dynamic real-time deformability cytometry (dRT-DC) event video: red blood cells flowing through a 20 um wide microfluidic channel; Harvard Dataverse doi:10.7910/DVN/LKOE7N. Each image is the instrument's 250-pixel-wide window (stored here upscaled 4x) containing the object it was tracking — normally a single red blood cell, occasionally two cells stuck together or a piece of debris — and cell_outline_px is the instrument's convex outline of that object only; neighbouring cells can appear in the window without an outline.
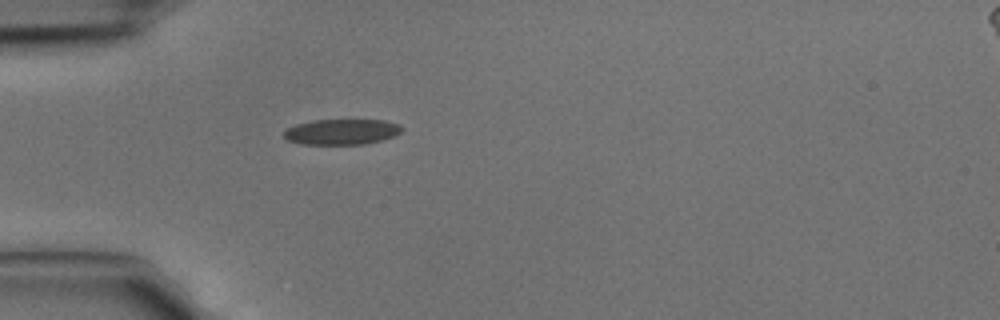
{"species": "common noctule bat (a hibernating species)", "species_latin": "Nyctalus noctula", "temperature_condition": "cold", "stored_images_in_passage": 1, "camera_frame_rate_fps": 3000, "um_per_image_px": 0.085, "animal": {"sex": "male", "body_mass_g": 15.6}, "frame": {"image": 1, "passage_image": 1, "time_ms": 0.0, "image_size_px": [1000, 320], "cell_outline_px": [[404, 128], [396, 136], [364, 144], [300, 144], [288, 140], [284, 136], [284, 132], [288, 128], [296, 124], [312, 120], [384, 120], [400, 124]], "centroid_in_image_um": [29.07, 11.2], "position_along_channel_um": 55.9, "area_um2": 17.57}}